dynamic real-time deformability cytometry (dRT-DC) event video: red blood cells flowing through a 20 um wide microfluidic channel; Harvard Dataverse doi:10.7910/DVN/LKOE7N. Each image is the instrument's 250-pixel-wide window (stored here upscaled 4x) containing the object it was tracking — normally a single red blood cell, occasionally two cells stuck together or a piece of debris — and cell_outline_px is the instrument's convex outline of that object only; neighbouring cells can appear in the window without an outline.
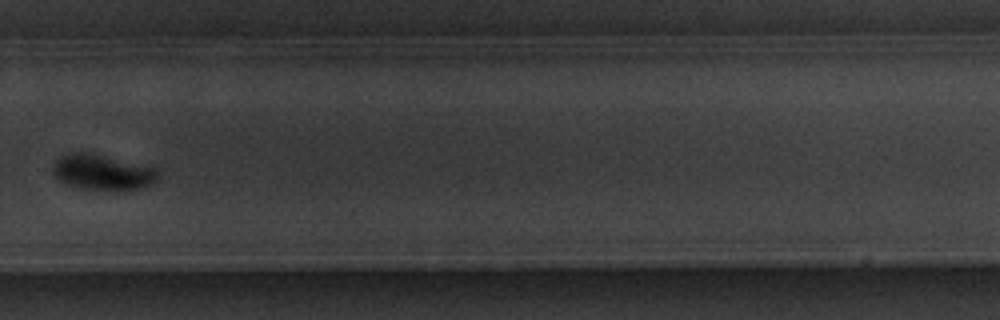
{"species": "common noctule bat (a hibernating species)", "species_latin": "Nyctalus noctula", "temperature_condition": "warm", "stored_images_in_passage": 16, "camera_frame_rate_fps": 3000, "um_per_image_px": 0.085, "animal": {"sex": "male", "body_mass_g": 20.1, "forearm_length_mm": 53.5}, "frame": {"image": 1, "passage_image": 12, "time_ms": 13.667, "image_size_px": [1000, 320], "cell_outline_px": [[160, 176], [152, 184], [144, 188], [128, 192], [112, 192], [84, 188], [68, 184], [60, 180], [52, 172], [52, 164], [60, 156], [72, 152], [80, 152], [100, 156], [156, 168], [160, 172]], "centroid_in_image_um": [8.76, 14.7], "position_along_channel_um": 321.0, "area_um2": 21.85}}
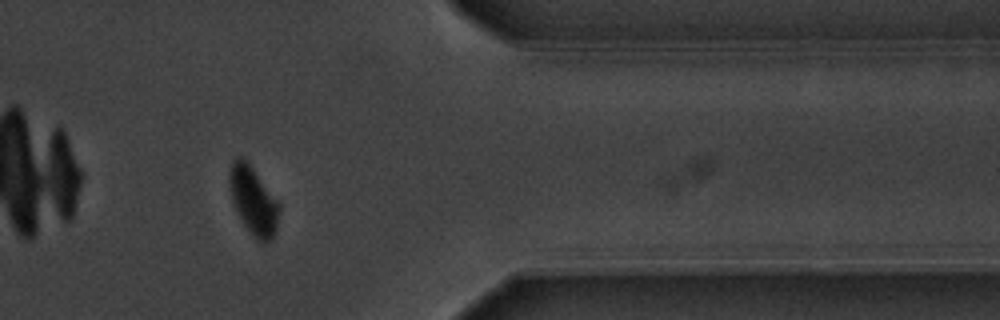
{"frame": {"image": 2, "passage_image": 14, "time_ms": 16.0, "image_size_px": [1000, 320], "cell_outline_px": [[280, 208], [276, 228], [272, 240], [264, 244], [248, 232], [232, 200], [228, 184], [228, 176], [232, 160], [240, 156], [248, 160], [280, 200]], "centroid_in_image_um": [21.56, 17.0], "position_along_channel_um": 389.8, "area_um2": 20.35}, "authors_computed_cell_mechanics": {"area_um2": 21.1259, "velocity_mm_per_s": 3.5796, "shape_relaxation_time_tau1_ms": 1.2178, "shape_relaxation_time_tau2_ms": null, "deformation_change_tau1": 0.1008, "deformation_change_tau2": null}}